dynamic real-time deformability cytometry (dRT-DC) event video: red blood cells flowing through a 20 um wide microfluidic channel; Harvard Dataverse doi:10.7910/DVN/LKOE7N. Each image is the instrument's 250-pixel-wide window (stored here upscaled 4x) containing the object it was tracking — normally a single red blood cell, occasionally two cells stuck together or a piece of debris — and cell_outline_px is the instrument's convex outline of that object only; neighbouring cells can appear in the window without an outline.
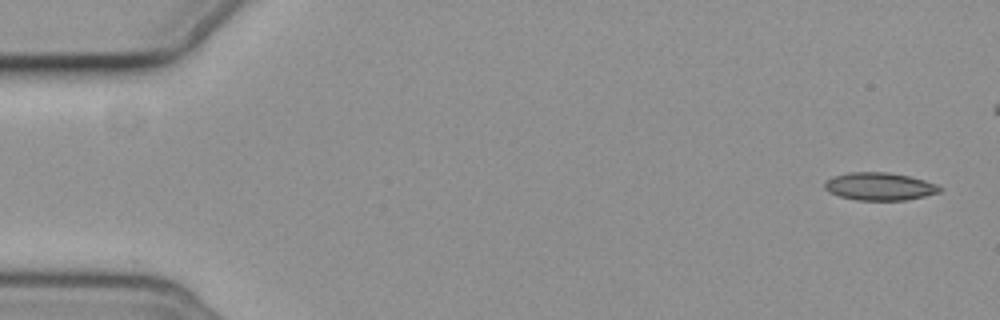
{"species": "common noctule bat (a hibernating species)", "species_latin": "Nyctalus noctula", "temperature_condition": "cold", "stored_images_in_passage": 6, "camera_frame_rate_fps": 3000, "um_per_image_px": 0.085, "animal": {"sex": "female", "body_mass_g": 19.3, "forearm_length_mm": 54.1}, "frame": {"image": 1, "passage_image": 1, "time_ms": 0.0, "image_size_px": [1000, 320], "cell_outline_px": [[944, 188], [940, 192], [924, 196], [904, 200], [856, 200], [840, 196], [828, 192], [824, 188], [824, 180], [832, 176], [848, 172], [888, 172], [908, 176], [924, 180], [936, 184]], "centroid_in_image_um": [74.73, 15.84], "position_along_channel_um": 10.3, "area_um2": 18.73}}